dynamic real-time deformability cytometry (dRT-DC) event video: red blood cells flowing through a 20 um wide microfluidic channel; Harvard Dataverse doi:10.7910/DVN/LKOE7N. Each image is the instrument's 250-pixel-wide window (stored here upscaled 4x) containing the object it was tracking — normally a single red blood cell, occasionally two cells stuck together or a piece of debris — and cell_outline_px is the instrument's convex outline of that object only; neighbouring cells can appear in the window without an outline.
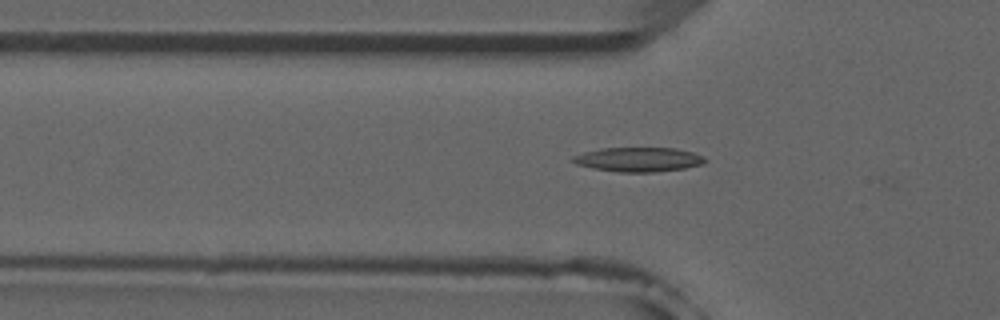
{"species": "common noctule bat (a hibernating species)", "species_latin": "Nyctalus noctula", "temperature_condition": "room temperature", "stored_images_in_passage": 42, "camera_frame_rate_fps": 3000, "um_per_image_px": 0.085, "animal": {"sex": "male", "forearm_length_mm": 52.5}, "frame": {"image": 1, "passage_image": 10, "time_ms": 3.0, "image_size_px": [1000, 320], "cell_outline_px": [[708, 160], [704, 164], [684, 168], [656, 172], [620, 172], [592, 168], [576, 164], [568, 160], [572, 156], [584, 152], [600, 148], [676, 148], [692, 152], [704, 156]], "centroid_in_image_um": [54.26, 13.55], "position_along_channel_um": 71.5, "area_um2": 18.96}}
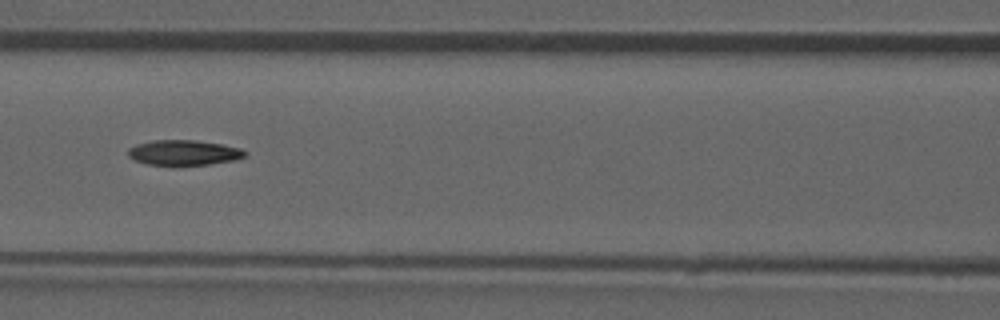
{"frame": {"image": 2, "passage_image": 16, "time_ms": 5.0, "image_size_px": [1000, 320], "cell_outline_px": [[248, 152], [244, 156], [232, 160], [208, 164], [180, 168], [176, 168], [148, 164], [136, 160], [128, 156], [128, 148], [136, 144], [152, 140], [196, 140], [220, 144], [240, 148]], "centroid_in_image_um": [15.57, 13.01], "position_along_channel_um": 151.0, "area_um2": 17.69}}
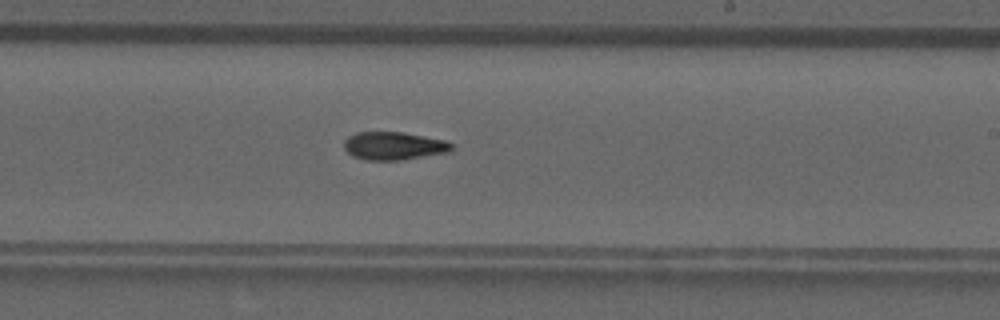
{"frame": {"image": 3, "passage_image": 24, "time_ms": 7.667, "image_size_px": [1000, 320], "cell_outline_px": [[452, 152], [400, 160], [368, 160], [352, 156], [344, 148], [344, 140], [348, 136], [356, 132], [404, 132], [444, 140], [452, 144]], "centroid_in_image_um": [33.47, 12.4], "position_along_channel_um": 255.5, "area_um2": 17.63}}